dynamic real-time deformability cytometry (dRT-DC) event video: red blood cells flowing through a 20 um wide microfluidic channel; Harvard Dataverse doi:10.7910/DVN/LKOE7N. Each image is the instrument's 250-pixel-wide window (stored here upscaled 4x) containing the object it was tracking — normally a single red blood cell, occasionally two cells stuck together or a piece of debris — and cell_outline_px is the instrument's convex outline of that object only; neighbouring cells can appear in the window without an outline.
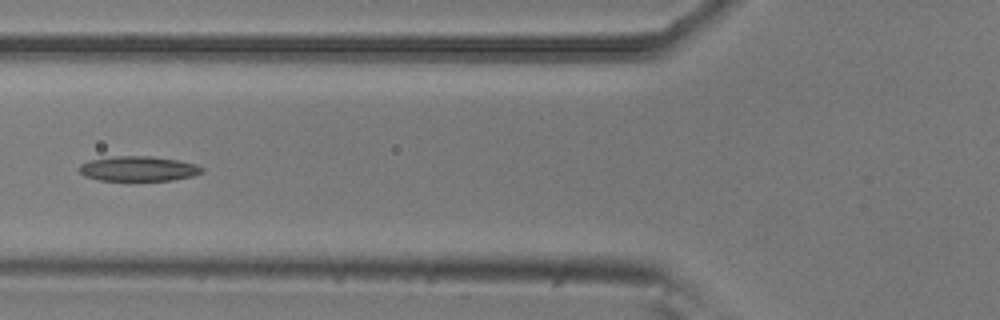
{"species": "common noctule bat (a hibernating species)", "species_latin": "Nyctalus noctula", "temperature_condition": "room temperature", "stored_images_in_passage": 5, "camera_frame_rate_fps": 3000, "um_per_image_px": 0.085, "animal": {"sex": "male", "body_mass_g": 20.5, "forearm_length_mm": 52.5}, "frame": {"image": 1, "passage_image": 5, "time_ms": 1.333, "image_size_px": [1000, 320], "cell_outline_px": [[204, 172], [192, 176], [172, 180], [100, 180], [84, 176], [80, 172], [80, 164], [88, 160], [116, 156], [152, 156], [176, 160], [196, 164], [204, 168]], "centroid_in_image_um": [11.77, 14.33], "position_along_channel_um": 114.0, "area_um2": 17.74}}